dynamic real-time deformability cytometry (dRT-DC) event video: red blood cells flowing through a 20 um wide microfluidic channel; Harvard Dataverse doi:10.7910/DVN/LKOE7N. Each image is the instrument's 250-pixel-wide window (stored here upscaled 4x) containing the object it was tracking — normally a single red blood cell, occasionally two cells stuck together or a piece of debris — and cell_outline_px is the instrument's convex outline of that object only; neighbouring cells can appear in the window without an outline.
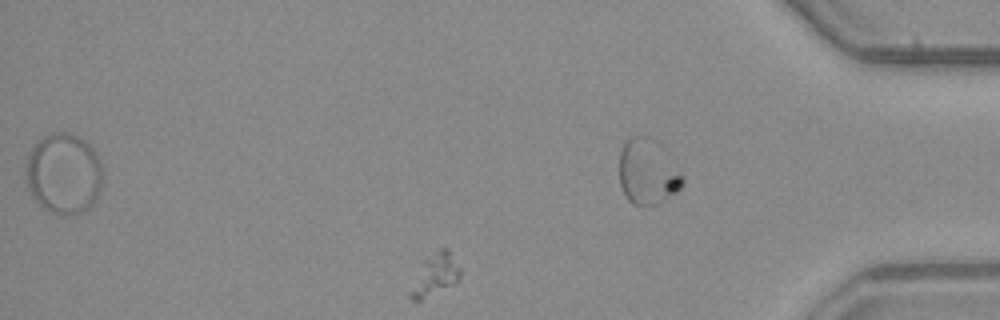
{"species": "common noctule bat (a hibernating species)", "species_latin": "Nyctalus noctula", "temperature_condition": "warm", "stored_images_in_passage": 38, "segment_of_instrument_passage": [2, 3], "camera_frame_rate_fps": 3000, "um_per_image_px": 0.085, "animal": {"sex": "male", "body_mass_g": 23.1, "forearm_length_mm": 52.7}, "frame": {"image": 1, "passage_image": 29, "time_ms": 9.333, "image_size_px": [1000, 320], "cell_outline_px": [[460, 280], [456, 284], [420, 300], [412, 300], [408, 296], [408, 292], [424, 260], [444, 244], [448, 248], [460, 268]], "centroid_in_image_um": [37.01, 23.35], "position_along_channel_um": 398.2, "area_um2": 12.25}}